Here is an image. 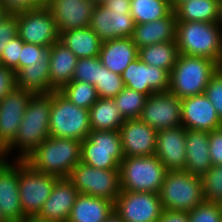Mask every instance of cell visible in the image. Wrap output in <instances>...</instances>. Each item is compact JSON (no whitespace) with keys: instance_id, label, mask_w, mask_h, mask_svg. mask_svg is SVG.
Segmentation results:
<instances>
[{"instance_id":"6da1fadb","label":"cell","mask_w":222,"mask_h":222,"mask_svg":"<svg viewBox=\"0 0 222 222\" xmlns=\"http://www.w3.org/2000/svg\"><path fill=\"white\" fill-rule=\"evenodd\" d=\"M51 93L34 94L14 140L1 152L2 159H8L12 151L19 150L15 160H25L43 141L50 137L49 117Z\"/></svg>"},{"instance_id":"7a4b0ae2","label":"cell","mask_w":222,"mask_h":222,"mask_svg":"<svg viewBox=\"0 0 222 222\" xmlns=\"http://www.w3.org/2000/svg\"><path fill=\"white\" fill-rule=\"evenodd\" d=\"M81 140L48 137L24 160L42 173L67 178L80 162Z\"/></svg>"},{"instance_id":"3957f363","label":"cell","mask_w":222,"mask_h":222,"mask_svg":"<svg viewBox=\"0 0 222 222\" xmlns=\"http://www.w3.org/2000/svg\"><path fill=\"white\" fill-rule=\"evenodd\" d=\"M218 65L206 57L179 54L169 73V91L179 99L203 94Z\"/></svg>"},{"instance_id":"277c9868","label":"cell","mask_w":222,"mask_h":222,"mask_svg":"<svg viewBox=\"0 0 222 222\" xmlns=\"http://www.w3.org/2000/svg\"><path fill=\"white\" fill-rule=\"evenodd\" d=\"M176 42L179 54L222 63V32L216 22L176 21Z\"/></svg>"},{"instance_id":"5b68a950","label":"cell","mask_w":222,"mask_h":222,"mask_svg":"<svg viewBox=\"0 0 222 222\" xmlns=\"http://www.w3.org/2000/svg\"><path fill=\"white\" fill-rule=\"evenodd\" d=\"M167 171L155 155L124 157L120 163L121 191L159 194Z\"/></svg>"},{"instance_id":"8992f818","label":"cell","mask_w":222,"mask_h":222,"mask_svg":"<svg viewBox=\"0 0 222 222\" xmlns=\"http://www.w3.org/2000/svg\"><path fill=\"white\" fill-rule=\"evenodd\" d=\"M159 196L163 210L188 213L205 201L201 177L185 170L167 171Z\"/></svg>"},{"instance_id":"52a82bcc","label":"cell","mask_w":222,"mask_h":222,"mask_svg":"<svg viewBox=\"0 0 222 222\" xmlns=\"http://www.w3.org/2000/svg\"><path fill=\"white\" fill-rule=\"evenodd\" d=\"M50 136L83 141L91 132L89 110L71 103L59 90L51 93Z\"/></svg>"},{"instance_id":"ba28073f","label":"cell","mask_w":222,"mask_h":222,"mask_svg":"<svg viewBox=\"0 0 222 222\" xmlns=\"http://www.w3.org/2000/svg\"><path fill=\"white\" fill-rule=\"evenodd\" d=\"M123 156L119 131L91 130L81 143L80 162L99 169H120Z\"/></svg>"},{"instance_id":"9c48e42d","label":"cell","mask_w":222,"mask_h":222,"mask_svg":"<svg viewBox=\"0 0 222 222\" xmlns=\"http://www.w3.org/2000/svg\"><path fill=\"white\" fill-rule=\"evenodd\" d=\"M67 178L78 193L107 199L113 203L121 192L120 169H99L79 162Z\"/></svg>"},{"instance_id":"30bf717a","label":"cell","mask_w":222,"mask_h":222,"mask_svg":"<svg viewBox=\"0 0 222 222\" xmlns=\"http://www.w3.org/2000/svg\"><path fill=\"white\" fill-rule=\"evenodd\" d=\"M59 177L42 173L19 160V196L25 217L37 216Z\"/></svg>"},{"instance_id":"8fae6325","label":"cell","mask_w":222,"mask_h":222,"mask_svg":"<svg viewBox=\"0 0 222 222\" xmlns=\"http://www.w3.org/2000/svg\"><path fill=\"white\" fill-rule=\"evenodd\" d=\"M16 15L18 36L25 42L43 47L60 40V34L53 15L47 7L28 9Z\"/></svg>"},{"instance_id":"7c38bea8","label":"cell","mask_w":222,"mask_h":222,"mask_svg":"<svg viewBox=\"0 0 222 222\" xmlns=\"http://www.w3.org/2000/svg\"><path fill=\"white\" fill-rule=\"evenodd\" d=\"M162 211L157 193L121 191L114 202V212L124 222H157Z\"/></svg>"},{"instance_id":"4fadbf2b","label":"cell","mask_w":222,"mask_h":222,"mask_svg":"<svg viewBox=\"0 0 222 222\" xmlns=\"http://www.w3.org/2000/svg\"><path fill=\"white\" fill-rule=\"evenodd\" d=\"M139 119L156 131L182 126L181 99L169 90L155 92L146 99Z\"/></svg>"},{"instance_id":"5bb4252c","label":"cell","mask_w":222,"mask_h":222,"mask_svg":"<svg viewBox=\"0 0 222 222\" xmlns=\"http://www.w3.org/2000/svg\"><path fill=\"white\" fill-rule=\"evenodd\" d=\"M89 27L102 42L132 37L135 21L131 10H118L95 4Z\"/></svg>"},{"instance_id":"9a60e30c","label":"cell","mask_w":222,"mask_h":222,"mask_svg":"<svg viewBox=\"0 0 222 222\" xmlns=\"http://www.w3.org/2000/svg\"><path fill=\"white\" fill-rule=\"evenodd\" d=\"M33 95L31 91L16 87L0 101V152L16 137Z\"/></svg>"},{"instance_id":"2e32d148","label":"cell","mask_w":222,"mask_h":222,"mask_svg":"<svg viewBox=\"0 0 222 222\" xmlns=\"http://www.w3.org/2000/svg\"><path fill=\"white\" fill-rule=\"evenodd\" d=\"M125 87L149 97L155 92L169 90V73L159 67L148 65L139 58L131 62L122 73Z\"/></svg>"},{"instance_id":"e0dca14e","label":"cell","mask_w":222,"mask_h":222,"mask_svg":"<svg viewBox=\"0 0 222 222\" xmlns=\"http://www.w3.org/2000/svg\"><path fill=\"white\" fill-rule=\"evenodd\" d=\"M0 213L7 222L24 218L19 196V160L0 161Z\"/></svg>"},{"instance_id":"ac0fdd59","label":"cell","mask_w":222,"mask_h":222,"mask_svg":"<svg viewBox=\"0 0 222 222\" xmlns=\"http://www.w3.org/2000/svg\"><path fill=\"white\" fill-rule=\"evenodd\" d=\"M124 157L155 155L157 131L140 119H126L119 129Z\"/></svg>"},{"instance_id":"d6986e66","label":"cell","mask_w":222,"mask_h":222,"mask_svg":"<svg viewBox=\"0 0 222 222\" xmlns=\"http://www.w3.org/2000/svg\"><path fill=\"white\" fill-rule=\"evenodd\" d=\"M182 126L189 130L210 132L222 127L211 101L203 94L181 99Z\"/></svg>"},{"instance_id":"ffe728a7","label":"cell","mask_w":222,"mask_h":222,"mask_svg":"<svg viewBox=\"0 0 222 222\" xmlns=\"http://www.w3.org/2000/svg\"><path fill=\"white\" fill-rule=\"evenodd\" d=\"M186 128L176 126L157 131L155 156L168 171L184 170L186 163Z\"/></svg>"},{"instance_id":"44dd1931","label":"cell","mask_w":222,"mask_h":222,"mask_svg":"<svg viewBox=\"0 0 222 222\" xmlns=\"http://www.w3.org/2000/svg\"><path fill=\"white\" fill-rule=\"evenodd\" d=\"M94 6L92 0H49L46 7L61 34L67 30L88 27Z\"/></svg>"},{"instance_id":"7402d4cb","label":"cell","mask_w":222,"mask_h":222,"mask_svg":"<svg viewBox=\"0 0 222 222\" xmlns=\"http://www.w3.org/2000/svg\"><path fill=\"white\" fill-rule=\"evenodd\" d=\"M78 194L77 188L68 178H59L37 217L53 222H68Z\"/></svg>"},{"instance_id":"603a6c76","label":"cell","mask_w":222,"mask_h":222,"mask_svg":"<svg viewBox=\"0 0 222 222\" xmlns=\"http://www.w3.org/2000/svg\"><path fill=\"white\" fill-rule=\"evenodd\" d=\"M185 171L202 177L212 166L209 154V132L186 129Z\"/></svg>"},{"instance_id":"cb8c5ba5","label":"cell","mask_w":222,"mask_h":222,"mask_svg":"<svg viewBox=\"0 0 222 222\" xmlns=\"http://www.w3.org/2000/svg\"><path fill=\"white\" fill-rule=\"evenodd\" d=\"M176 15L174 10L165 18L135 24L132 41L138 49L167 41H176Z\"/></svg>"},{"instance_id":"d4e9b609","label":"cell","mask_w":222,"mask_h":222,"mask_svg":"<svg viewBox=\"0 0 222 222\" xmlns=\"http://www.w3.org/2000/svg\"><path fill=\"white\" fill-rule=\"evenodd\" d=\"M100 62L108 70L122 75L125 68L138 58V48L132 38H118L102 42Z\"/></svg>"},{"instance_id":"484cf974","label":"cell","mask_w":222,"mask_h":222,"mask_svg":"<svg viewBox=\"0 0 222 222\" xmlns=\"http://www.w3.org/2000/svg\"><path fill=\"white\" fill-rule=\"evenodd\" d=\"M113 212L112 201L79 193L68 222H104Z\"/></svg>"},{"instance_id":"4316f807","label":"cell","mask_w":222,"mask_h":222,"mask_svg":"<svg viewBox=\"0 0 222 222\" xmlns=\"http://www.w3.org/2000/svg\"><path fill=\"white\" fill-rule=\"evenodd\" d=\"M77 62L76 55L60 40L50 46V79L56 90L72 81Z\"/></svg>"},{"instance_id":"83f0119b","label":"cell","mask_w":222,"mask_h":222,"mask_svg":"<svg viewBox=\"0 0 222 222\" xmlns=\"http://www.w3.org/2000/svg\"><path fill=\"white\" fill-rule=\"evenodd\" d=\"M60 41L70 49L76 57L87 58L99 56L102 41L88 26L71 29L60 34Z\"/></svg>"},{"instance_id":"f1b7e54d","label":"cell","mask_w":222,"mask_h":222,"mask_svg":"<svg viewBox=\"0 0 222 222\" xmlns=\"http://www.w3.org/2000/svg\"><path fill=\"white\" fill-rule=\"evenodd\" d=\"M91 130L119 131L125 119L113 98H99L89 109Z\"/></svg>"},{"instance_id":"f546056e","label":"cell","mask_w":222,"mask_h":222,"mask_svg":"<svg viewBox=\"0 0 222 222\" xmlns=\"http://www.w3.org/2000/svg\"><path fill=\"white\" fill-rule=\"evenodd\" d=\"M17 88L34 94H48L56 89L51 85L50 64H36L23 67L17 74Z\"/></svg>"},{"instance_id":"4dcf8cb0","label":"cell","mask_w":222,"mask_h":222,"mask_svg":"<svg viewBox=\"0 0 222 222\" xmlns=\"http://www.w3.org/2000/svg\"><path fill=\"white\" fill-rule=\"evenodd\" d=\"M178 55L179 51L176 41L156 43L138 49V58L142 62L162 68L168 73L174 67Z\"/></svg>"},{"instance_id":"1f68e13d","label":"cell","mask_w":222,"mask_h":222,"mask_svg":"<svg viewBox=\"0 0 222 222\" xmlns=\"http://www.w3.org/2000/svg\"><path fill=\"white\" fill-rule=\"evenodd\" d=\"M219 0H188L175 9L177 21L216 22Z\"/></svg>"},{"instance_id":"d6a6232c","label":"cell","mask_w":222,"mask_h":222,"mask_svg":"<svg viewBox=\"0 0 222 222\" xmlns=\"http://www.w3.org/2000/svg\"><path fill=\"white\" fill-rule=\"evenodd\" d=\"M130 9L135 24L165 18L173 11L171 0H130Z\"/></svg>"},{"instance_id":"836d02e7","label":"cell","mask_w":222,"mask_h":222,"mask_svg":"<svg viewBox=\"0 0 222 222\" xmlns=\"http://www.w3.org/2000/svg\"><path fill=\"white\" fill-rule=\"evenodd\" d=\"M59 91L71 103L87 110L99 99L94 85L82 81H71L65 84Z\"/></svg>"},{"instance_id":"e575fe53","label":"cell","mask_w":222,"mask_h":222,"mask_svg":"<svg viewBox=\"0 0 222 222\" xmlns=\"http://www.w3.org/2000/svg\"><path fill=\"white\" fill-rule=\"evenodd\" d=\"M148 97L128 87H124L113 99L123 118L139 119Z\"/></svg>"},{"instance_id":"d590c367","label":"cell","mask_w":222,"mask_h":222,"mask_svg":"<svg viewBox=\"0 0 222 222\" xmlns=\"http://www.w3.org/2000/svg\"><path fill=\"white\" fill-rule=\"evenodd\" d=\"M99 98H114L125 87L122 75L108 70L100 62L99 81L94 85Z\"/></svg>"},{"instance_id":"8d00e7d4","label":"cell","mask_w":222,"mask_h":222,"mask_svg":"<svg viewBox=\"0 0 222 222\" xmlns=\"http://www.w3.org/2000/svg\"><path fill=\"white\" fill-rule=\"evenodd\" d=\"M201 179L205 201L222 203V165H213Z\"/></svg>"},{"instance_id":"74e56055","label":"cell","mask_w":222,"mask_h":222,"mask_svg":"<svg viewBox=\"0 0 222 222\" xmlns=\"http://www.w3.org/2000/svg\"><path fill=\"white\" fill-rule=\"evenodd\" d=\"M100 76V59L96 57L79 58L72 81H82L95 85Z\"/></svg>"},{"instance_id":"f35d334b","label":"cell","mask_w":222,"mask_h":222,"mask_svg":"<svg viewBox=\"0 0 222 222\" xmlns=\"http://www.w3.org/2000/svg\"><path fill=\"white\" fill-rule=\"evenodd\" d=\"M50 62V46H40L23 42L18 60V72L25 66Z\"/></svg>"},{"instance_id":"ab89813d","label":"cell","mask_w":222,"mask_h":222,"mask_svg":"<svg viewBox=\"0 0 222 222\" xmlns=\"http://www.w3.org/2000/svg\"><path fill=\"white\" fill-rule=\"evenodd\" d=\"M188 215L189 222H222V203L204 201Z\"/></svg>"},{"instance_id":"60d3db41","label":"cell","mask_w":222,"mask_h":222,"mask_svg":"<svg viewBox=\"0 0 222 222\" xmlns=\"http://www.w3.org/2000/svg\"><path fill=\"white\" fill-rule=\"evenodd\" d=\"M204 95L211 101L222 121V63L218 65L216 74L210 79Z\"/></svg>"},{"instance_id":"b9f144b4","label":"cell","mask_w":222,"mask_h":222,"mask_svg":"<svg viewBox=\"0 0 222 222\" xmlns=\"http://www.w3.org/2000/svg\"><path fill=\"white\" fill-rule=\"evenodd\" d=\"M23 40L16 36L11 39L5 46L3 53L0 57V64L7 68L14 69L18 73V60L23 47Z\"/></svg>"},{"instance_id":"7bdbcfd3","label":"cell","mask_w":222,"mask_h":222,"mask_svg":"<svg viewBox=\"0 0 222 222\" xmlns=\"http://www.w3.org/2000/svg\"><path fill=\"white\" fill-rule=\"evenodd\" d=\"M16 36H18L16 15L9 13L0 23V57L6 44Z\"/></svg>"},{"instance_id":"ee69618b","label":"cell","mask_w":222,"mask_h":222,"mask_svg":"<svg viewBox=\"0 0 222 222\" xmlns=\"http://www.w3.org/2000/svg\"><path fill=\"white\" fill-rule=\"evenodd\" d=\"M49 0H0V4L9 12L15 13L28 9L46 7Z\"/></svg>"},{"instance_id":"f6af8a7d","label":"cell","mask_w":222,"mask_h":222,"mask_svg":"<svg viewBox=\"0 0 222 222\" xmlns=\"http://www.w3.org/2000/svg\"><path fill=\"white\" fill-rule=\"evenodd\" d=\"M209 154L213 165H222V127L209 132Z\"/></svg>"},{"instance_id":"bcb514c9","label":"cell","mask_w":222,"mask_h":222,"mask_svg":"<svg viewBox=\"0 0 222 222\" xmlns=\"http://www.w3.org/2000/svg\"><path fill=\"white\" fill-rule=\"evenodd\" d=\"M17 87L16 72L0 64V101Z\"/></svg>"},{"instance_id":"7dc6e473","label":"cell","mask_w":222,"mask_h":222,"mask_svg":"<svg viewBox=\"0 0 222 222\" xmlns=\"http://www.w3.org/2000/svg\"><path fill=\"white\" fill-rule=\"evenodd\" d=\"M157 222H189L188 212L163 210Z\"/></svg>"},{"instance_id":"c3c4849f","label":"cell","mask_w":222,"mask_h":222,"mask_svg":"<svg viewBox=\"0 0 222 222\" xmlns=\"http://www.w3.org/2000/svg\"><path fill=\"white\" fill-rule=\"evenodd\" d=\"M102 4L110 9L131 10L130 0H106Z\"/></svg>"},{"instance_id":"681fc988","label":"cell","mask_w":222,"mask_h":222,"mask_svg":"<svg viewBox=\"0 0 222 222\" xmlns=\"http://www.w3.org/2000/svg\"><path fill=\"white\" fill-rule=\"evenodd\" d=\"M216 23L222 32V0H219Z\"/></svg>"},{"instance_id":"f907efd6","label":"cell","mask_w":222,"mask_h":222,"mask_svg":"<svg viewBox=\"0 0 222 222\" xmlns=\"http://www.w3.org/2000/svg\"><path fill=\"white\" fill-rule=\"evenodd\" d=\"M20 222H53V221L41 219L37 216H30V217L23 218Z\"/></svg>"},{"instance_id":"816d5d0a","label":"cell","mask_w":222,"mask_h":222,"mask_svg":"<svg viewBox=\"0 0 222 222\" xmlns=\"http://www.w3.org/2000/svg\"><path fill=\"white\" fill-rule=\"evenodd\" d=\"M104 222H124L113 212Z\"/></svg>"},{"instance_id":"f5cc1de1","label":"cell","mask_w":222,"mask_h":222,"mask_svg":"<svg viewBox=\"0 0 222 222\" xmlns=\"http://www.w3.org/2000/svg\"><path fill=\"white\" fill-rule=\"evenodd\" d=\"M9 12L0 4V23L6 18Z\"/></svg>"},{"instance_id":"db71d44e","label":"cell","mask_w":222,"mask_h":222,"mask_svg":"<svg viewBox=\"0 0 222 222\" xmlns=\"http://www.w3.org/2000/svg\"><path fill=\"white\" fill-rule=\"evenodd\" d=\"M188 0H171L172 9L174 10L180 3L186 2Z\"/></svg>"},{"instance_id":"11a10c76","label":"cell","mask_w":222,"mask_h":222,"mask_svg":"<svg viewBox=\"0 0 222 222\" xmlns=\"http://www.w3.org/2000/svg\"><path fill=\"white\" fill-rule=\"evenodd\" d=\"M95 4H102L104 3L106 0H92Z\"/></svg>"},{"instance_id":"9f6ffc18","label":"cell","mask_w":222,"mask_h":222,"mask_svg":"<svg viewBox=\"0 0 222 222\" xmlns=\"http://www.w3.org/2000/svg\"><path fill=\"white\" fill-rule=\"evenodd\" d=\"M0 222H7L1 213H0Z\"/></svg>"}]
</instances>
